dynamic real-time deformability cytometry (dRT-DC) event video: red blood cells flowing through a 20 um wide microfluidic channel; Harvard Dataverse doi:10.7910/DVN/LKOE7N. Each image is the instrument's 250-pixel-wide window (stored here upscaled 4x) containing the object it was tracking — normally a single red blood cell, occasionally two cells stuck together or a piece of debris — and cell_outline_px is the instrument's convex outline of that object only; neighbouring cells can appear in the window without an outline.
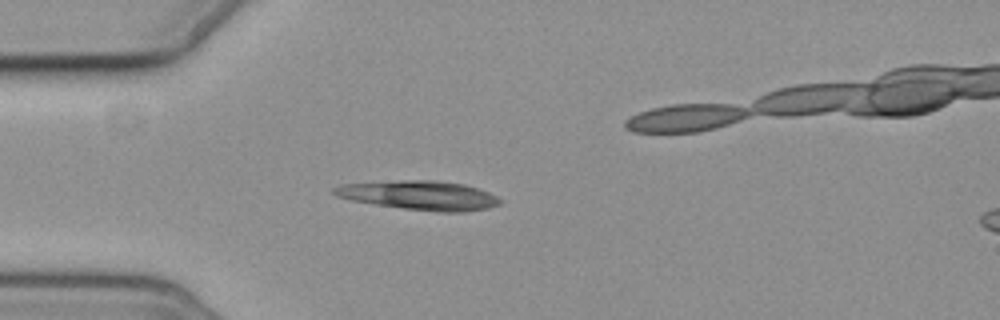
{"species": "common noctule bat (a hibernating species)", "species_latin": "Nyctalus noctula", "temperature_condition": "cold", "stored_images_in_passage": 5, "segment_of_instrument_passage": [1, 2], "camera_frame_rate_fps": 3000, "um_per_image_px": 0.085, "animal": {"sex": "female", "body_mass_g": 19.3, "forearm_length_mm": 54.1}, "frame": {"image": 1, "passage_image": 4, "time_ms": 4.333, "image_size_px": [1000, 320], "cell_outline_px": [[504, 200], [500, 204], [488, 208], [464, 212], [436, 212], [404, 208], [376, 204], [352, 200], [336, 196], [332, 192], [332, 188], [340, 184], [404, 180], [436, 180], [464, 184], [488, 192]], "centroid_in_image_um": [35.68, 16.6], "position_along_channel_um": 49.3, "area_um2": 28.15}}